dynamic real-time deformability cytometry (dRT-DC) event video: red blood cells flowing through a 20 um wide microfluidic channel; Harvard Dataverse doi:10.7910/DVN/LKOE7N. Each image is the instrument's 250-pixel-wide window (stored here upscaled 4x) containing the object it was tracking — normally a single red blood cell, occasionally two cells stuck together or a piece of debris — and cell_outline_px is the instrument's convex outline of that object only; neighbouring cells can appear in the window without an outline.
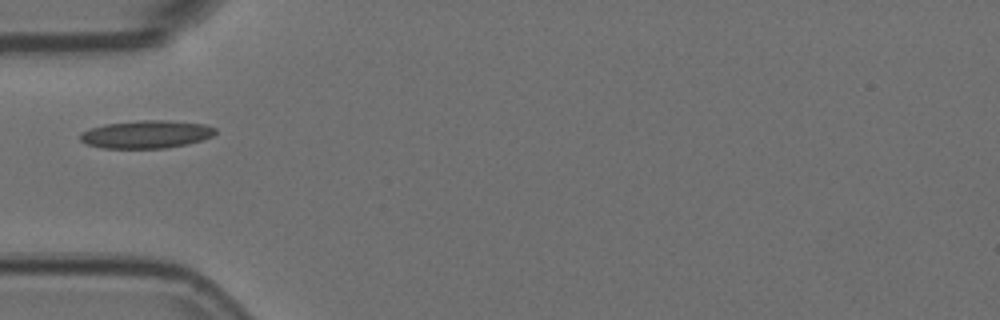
{"species": "Egyptian fruit bat (a non-hibernating species)", "species_latin": "Rousettus aegyptiacus", "temperature_condition": "room temperature", "stored_images_in_passage": 5, "camera_frame_rate_fps": 3000, "um_per_image_px": 0.085, "animal": {"sex": "female"}, "frame": {"image": 1, "passage_image": 1, "time_ms": 0.0, "image_size_px": [1000, 320], "cell_outline_px": [[216, 132], [212, 136], [188, 144], [164, 148], [104, 148], [88, 144], [80, 140], [80, 132], [104, 124], [140, 120], [164, 120], [204, 124], [216, 128]], "centroid_in_image_um": [12.43, 11.41], "position_along_channel_um": 72.6, "area_um2": 21.79}}
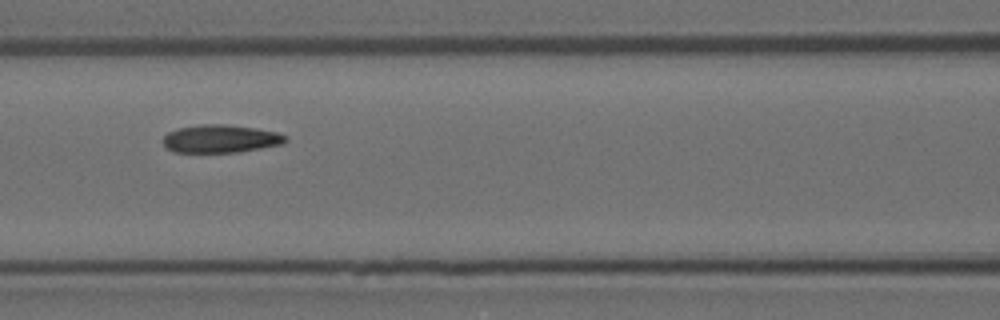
{"frame": {"image": 2, "passage_image": 3, "time_ms": 0.667, "image_size_px": [1000, 320], "cell_outline_px": [[288, 140], [280, 144], [240, 152], [176, 152], [168, 148], [160, 140], [168, 132], [180, 128], [200, 124], [228, 124], [256, 128], [276, 132], [288, 136]], "centroid_in_image_um": [18.75, 11.78], "position_along_channel_um": 147.9, "area_um2": 19.94}}
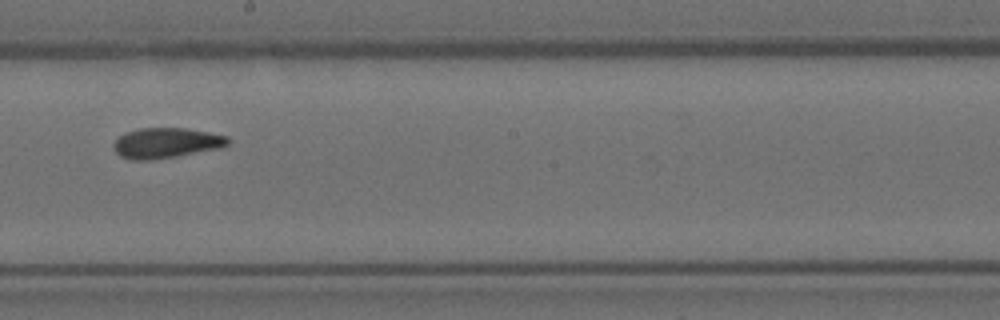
{"frame": {"image": 3, "passage_image": 5, "time_ms": 1.333, "image_size_px": [1000, 320], "cell_outline_px": [[232, 140], [228, 144], [220, 148], [176, 156], [152, 160], [132, 160], [120, 156], [116, 152], [112, 144], [124, 132], [140, 128], [188, 128], [228, 136]], "centroid_in_image_um": [14.13, 12.14], "position_along_channel_um": 234.1, "area_um2": 20.29}}